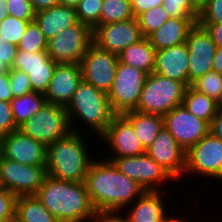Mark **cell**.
I'll return each mask as SVG.
<instances>
[{"instance_id":"1","label":"cell","mask_w":222,"mask_h":222,"mask_svg":"<svg viewBox=\"0 0 222 222\" xmlns=\"http://www.w3.org/2000/svg\"><path fill=\"white\" fill-rule=\"evenodd\" d=\"M84 183L96 212L125 211L146 192L138 182L121 173L113 162L104 158L92 161Z\"/></svg>"},{"instance_id":"2","label":"cell","mask_w":222,"mask_h":222,"mask_svg":"<svg viewBox=\"0 0 222 222\" xmlns=\"http://www.w3.org/2000/svg\"><path fill=\"white\" fill-rule=\"evenodd\" d=\"M35 196L59 222L94 221L96 211L84 182L64 181L47 175Z\"/></svg>"},{"instance_id":"3","label":"cell","mask_w":222,"mask_h":222,"mask_svg":"<svg viewBox=\"0 0 222 222\" xmlns=\"http://www.w3.org/2000/svg\"><path fill=\"white\" fill-rule=\"evenodd\" d=\"M82 133V134H81ZM83 130L71 131L64 138L47 146V175L59 180L84 182L88 169L94 160L88 150V143ZM86 140V141H85Z\"/></svg>"},{"instance_id":"4","label":"cell","mask_w":222,"mask_h":222,"mask_svg":"<svg viewBox=\"0 0 222 222\" xmlns=\"http://www.w3.org/2000/svg\"><path fill=\"white\" fill-rule=\"evenodd\" d=\"M65 109L73 132L80 133L81 130L78 126L83 128L81 124L84 123L83 125L88 126L87 130L90 129L94 131L93 134L96 133L95 136L97 135L98 139L115 116L109 103L108 94L83 79ZM78 123L79 125H77Z\"/></svg>"},{"instance_id":"5","label":"cell","mask_w":222,"mask_h":222,"mask_svg":"<svg viewBox=\"0 0 222 222\" xmlns=\"http://www.w3.org/2000/svg\"><path fill=\"white\" fill-rule=\"evenodd\" d=\"M185 89L182 82L153 72L146 77L136 110L164 116L182 105Z\"/></svg>"},{"instance_id":"6","label":"cell","mask_w":222,"mask_h":222,"mask_svg":"<svg viewBox=\"0 0 222 222\" xmlns=\"http://www.w3.org/2000/svg\"><path fill=\"white\" fill-rule=\"evenodd\" d=\"M18 130L46 147L72 131L65 107L47 102L34 116L21 124Z\"/></svg>"},{"instance_id":"7","label":"cell","mask_w":222,"mask_h":222,"mask_svg":"<svg viewBox=\"0 0 222 222\" xmlns=\"http://www.w3.org/2000/svg\"><path fill=\"white\" fill-rule=\"evenodd\" d=\"M147 74L133 66L118 62L115 78L108 93L115 115L136 110Z\"/></svg>"},{"instance_id":"8","label":"cell","mask_w":222,"mask_h":222,"mask_svg":"<svg viewBox=\"0 0 222 222\" xmlns=\"http://www.w3.org/2000/svg\"><path fill=\"white\" fill-rule=\"evenodd\" d=\"M92 44L93 29L79 22L50 39L47 53L56 63L80 64Z\"/></svg>"},{"instance_id":"9","label":"cell","mask_w":222,"mask_h":222,"mask_svg":"<svg viewBox=\"0 0 222 222\" xmlns=\"http://www.w3.org/2000/svg\"><path fill=\"white\" fill-rule=\"evenodd\" d=\"M192 173L222 182V141L211 132L186 151L185 177Z\"/></svg>"},{"instance_id":"10","label":"cell","mask_w":222,"mask_h":222,"mask_svg":"<svg viewBox=\"0 0 222 222\" xmlns=\"http://www.w3.org/2000/svg\"><path fill=\"white\" fill-rule=\"evenodd\" d=\"M46 176V166L25 165L0 156V188L17 197L36 195Z\"/></svg>"},{"instance_id":"11","label":"cell","mask_w":222,"mask_h":222,"mask_svg":"<svg viewBox=\"0 0 222 222\" xmlns=\"http://www.w3.org/2000/svg\"><path fill=\"white\" fill-rule=\"evenodd\" d=\"M109 157L110 155L105 160L113 162L121 173L138 182L146 191H161L160 185L175 180L147 153L140 156Z\"/></svg>"},{"instance_id":"12","label":"cell","mask_w":222,"mask_h":222,"mask_svg":"<svg viewBox=\"0 0 222 222\" xmlns=\"http://www.w3.org/2000/svg\"><path fill=\"white\" fill-rule=\"evenodd\" d=\"M118 62V55L100 49L93 43L80 63L82 78L108 94L115 78Z\"/></svg>"},{"instance_id":"13","label":"cell","mask_w":222,"mask_h":222,"mask_svg":"<svg viewBox=\"0 0 222 222\" xmlns=\"http://www.w3.org/2000/svg\"><path fill=\"white\" fill-rule=\"evenodd\" d=\"M163 118L164 127L185 151L210 132V125L190 113L183 104L173 108Z\"/></svg>"},{"instance_id":"14","label":"cell","mask_w":222,"mask_h":222,"mask_svg":"<svg viewBox=\"0 0 222 222\" xmlns=\"http://www.w3.org/2000/svg\"><path fill=\"white\" fill-rule=\"evenodd\" d=\"M143 38L137 18L100 24L93 29V43L116 55Z\"/></svg>"},{"instance_id":"15","label":"cell","mask_w":222,"mask_h":222,"mask_svg":"<svg viewBox=\"0 0 222 222\" xmlns=\"http://www.w3.org/2000/svg\"><path fill=\"white\" fill-rule=\"evenodd\" d=\"M186 45L189 49L188 78L191 86L197 78L213 71L212 64L217 47L209 33L198 23L188 31Z\"/></svg>"},{"instance_id":"16","label":"cell","mask_w":222,"mask_h":222,"mask_svg":"<svg viewBox=\"0 0 222 222\" xmlns=\"http://www.w3.org/2000/svg\"><path fill=\"white\" fill-rule=\"evenodd\" d=\"M1 155L30 166H46L47 147L20 130L1 138Z\"/></svg>"},{"instance_id":"17","label":"cell","mask_w":222,"mask_h":222,"mask_svg":"<svg viewBox=\"0 0 222 222\" xmlns=\"http://www.w3.org/2000/svg\"><path fill=\"white\" fill-rule=\"evenodd\" d=\"M100 143L109 147L112 151L111 157L140 156L146 150L136 136L132 124L123 116L115 115L106 131L99 137Z\"/></svg>"},{"instance_id":"18","label":"cell","mask_w":222,"mask_h":222,"mask_svg":"<svg viewBox=\"0 0 222 222\" xmlns=\"http://www.w3.org/2000/svg\"><path fill=\"white\" fill-rule=\"evenodd\" d=\"M146 153L163 167L177 181L184 175L186 151L176 142L171 133L163 127Z\"/></svg>"},{"instance_id":"19","label":"cell","mask_w":222,"mask_h":222,"mask_svg":"<svg viewBox=\"0 0 222 222\" xmlns=\"http://www.w3.org/2000/svg\"><path fill=\"white\" fill-rule=\"evenodd\" d=\"M82 79L80 64L57 63L44 94L46 102L66 107Z\"/></svg>"},{"instance_id":"20","label":"cell","mask_w":222,"mask_h":222,"mask_svg":"<svg viewBox=\"0 0 222 222\" xmlns=\"http://www.w3.org/2000/svg\"><path fill=\"white\" fill-rule=\"evenodd\" d=\"M189 49L185 43L156 51L153 72L189 86Z\"/></svg>"},{"instance_id":"21","label":"cell","mask_w":222,"mask_h":222,"mask_svg":"<svg viewBox=\"0 0 222 222\" xmlns=\"http://www.w3.org/2000/svg\"><path fill=\"white\" fill-rule=\"evenodd\" d=\"M34 22L47 41L61 31L79 23L76 9L61 5L36 12Z\"/></svg>"},{"instance_id":"22","label":"cell","mask_w":222,"mask_h":222,"mask_svg":"<svg viewBox=\"0 0 222 222\" xmlns=\"http://www.w3.org/2000/svg\"><path fill=\"white\" fill-rule=\"evenodd\" d=\"M162 190V192L146 191L129 205L125 215L128 216L130 222H162L168 213L164 205L167 199H164V189Z\"/></svg>"},{"instance_id":"23","label":"cell","mask_w":222,"mask_h":222,"mask_svg":"<svg viewBox=\"0 0 222 222\" xmlns=\"http://www.w3.org/2000/svg\"><path fill=\"white\" fill-rule=\"evenodd\" d=\"M198 18H169L147 38L156 51L186 42L188 31Z\"/></svg>"},{"instance_id":"24","label":"cell","mask_w":222,"mask_h":222,"mask_svg":"<svg viewBox=\"0 0 222 222\" xmlns=\"http://www.w3.org/2000/svg\"><path fill=\"white\" fill-rule=\"evenodd\" d=\"M123 116L132 124L136 136L145 150L152 144L164 127L162 115L134 110L124 113Z\"/></svg>"},{"instance_id":"25","label":"cell","mask_w":222,"mask_h":222,"mask_svg":"<svg viewBox=\"0 0 222 222\" xmlns=\"http://www.w3.org/2000/svg\"><path fill=\"white\" fill-rule=\"evenodd\" d=\"M156 49L144 37L118 54V61L129 66H133L147 75L153 73L155 67Z\"/></svg>"},{"instance_id":"26","label":"cell","mask_w":222,"mask_h":222,"mask_svg":"<svg viewBox=\"0 0 222 222\" xmlns=\"http://www.w3.org/2000/svg\"><path fill=\"white\" fill-rule=\"evenodd\" d=\"M15 220L18 222H59L35 195L16 198Z\"/></svg>"},{"instance_id":"27","label":"cell","mask_w":222,"mask_h":222,"mask_svg":"<svg viewBox=\"0 0 222 222\" xmlns=\"http://www.w3.org/2000/svg\"><path fill=\"white\" fill-rule=\"evenodd\" d=\"M182 104L197 118L211 125L219 108V103L206 94L197 92L191 86L186 87Z\"/></svg>"},{"instance_id":"28","label":"cell","mask_w":222,"mask_h":222,"mask_svg":"<svg viewBox=\"0 0 222 222\" xmlns=\"http://www.w3.org/2000/svg\"><path fill=\"white\" fill-rule=\"evenodd\" d=\"M46 103L44 93L31 92L10 101L13 118L17 127L29 120Z\"/></svg>"},{"instance_id":"29","label":"cell","mask_w":222,"mask_h":222,"mask_svg":"<svg viewBox=\"0 0 222 222\" xmlns=\"http://www.w3.org/2000/svg\"><path fill=\"white\" fill-rule=\"evenodd\" d=\"M135 18L131 0H103L100 24L122 22Z\"/></svg>"},{"instance_id":"30","label":"cell","mask_w":222,"mask_h":222,"mask_svg":"<svg viewBox=\"0 0 222 222\" xmlns=\"http://www.w3.org/2000/svg\"><path fill=\"white\" fill-rule=\"evenodd\" d=\"M191 87L197 92L206 94L219 104L222 102V75L210 71L191 83Z\"/></svg>"},{"instance_id":"31","label":"cell","mask_w":222,"mask_h":222,"mask_svg":"<svg viewBox=\"0 0 222 222\" xmlns=\"http://www.w3.org/2000/svg\"><path fill=\"white\" fill-rule=\"evenodd\" d=\"M46 63H56L50 58L47 51L33 53L31 51L18 50L10 69L46 68Z\"/></svg>"},{"instance_id":"32","label":"cell","mask_w":222,"mask_h":222,"mask_svg":"<svg viewBox=\"0 0 222 222\" xmlns=\"http://www.w3.org/2000/svg\"><path fill=\"white\" fill-rule=\"evenodd\" d=\"M30 22L33 21L21 20L11 15L4 18L0 22V37L2 41L17 46Z\"/></svg>"},{"instance_id":"33","label":"cell","mask_w":222,"mask_h":222,"mask_svg":"<svg viewBox=\"0 0 222 222\" xmlns=\"http://www.w3.org/2000/svg\"><path fill=\"white\" fill-rule=\"evenodd\" d=\"M47 42L41 30L33 21L28 24L17 48L18 50L31 51L33 53L47 51Z\"/></svg>"},{"instance_id":"34","label":"cell","mask_w":222,"mask_h":222,"mask_svg":"<svg viewBox=\"0 0 222 222\" xmlns=\"http://www.w3.org/2000/svg\"><path fill=\"white\" fill-rule=\"evenodd\" d=\"M170 17L162 6L150 8L137 17L142 35L148 37L152 32L160 28Z\"/></svg>"},{"instance_id":"35","label":"cell","mask_w":222,"mask_h":222,"mask_svg":"<svg viewBox=\"0 0 222 222\" xmlns=\"http://www.w3.org/2000/svg\"><path fill=\"white\" fill-rule=\"evenodd\" d=\"M103 0H81L75 8L78 21L94 29L100 25V12Z\"/></svg>"},{"instance_id":"36","label":"cell","mask_w":222,"mask_h":222,"mask_svg":"<svg viewBox=\"0 0 222 222\" xmlns=\"http://www.w3.org/2000/svg\"><path fill=\"white\" fill-rule=\"evenodd\" d=\"M56 64L46 63V68L20 69L19 71L28 75L34 92L45 94L53 77Z\"/></svg>"},{"instance_id":"37","label":"cell","mask_w":222,"mask_h":222,"mask_svg":"<svg viewBox=\"0 0 222 222\" xmlns=\"http://www.w3.org/2000/svg\"><path fill=\"white\" fill-rule=\"evenodd\" d=\"M9 83L13 98L33 92L28 75L22 71L9 69Z\"/></svg>"},{"instance_id":"38","label":"cell","mask_w":222,"mask_h":222,"mask_svg":"<svg viewBox=\"0 0 222 222\" xmlns=\"http://www.w3.org/2000/svg\"><path fill=\"white\" fill-rule=\"evenodd\" d=\"M162 7L170 18H198L191 10L190 0H163Z\"/></svg>"},{"instance_id":"39","label":"cell","mask_w":222,"mask_h":222,"mask_svg":"<svg viewBox=\"0 0 222 222\" xmlns=\"http://www.w3.org/2000/svg\"><path fill=\"white\" fill-rule=\"evenodd\" d=\"M9 15L26 21H34L35 10L30 0H7Z\"/></svg>"},{"instance_id":"40","label":"cell","mask_w":222,"mask_h":222,"mask_svg":"<svg viewBox=\"0 0 222 222\" xmlns=\"http://www.w3.org/2000/svg\"><path fill=\"white\" fill-rule=\"evenodd\" d=\"M16 198L11 191L0 188V221L15 218Z\"/></svg>"},{"instance_id":"41","label":"cell","mask_w":222,"mask_h":222,"mask_svg":"<svg viewBox=\"0 0 222 222\" xmlns=\"http://www.w3.org/2000/svg\"><path fill=\"white\" fill-rule=\"evenodd\" d=\"M15 130H18V127L13 118L11 104L0 100V138Z\"/></svg>"},{"instance_id":"42","label":"cell","mask_w":222,"mask_h":222,"mask_svg":"<svg viewBox=\"0 0 222 222\" xmlns=\"http://www.w3.org/2000/svg\"><path fill=\"white\" fill-rule=\"evenodd\" d=\"M197 23H222V0H209Z\"/></svg>"},{"instance_id":"43","label":"cell","mask_w":222,"mask_h":222,"mask_svg":"<svg viewBox=\"0 0 222 222\" xmlns=\"http://www.w3.org/2000/svg\"><path fill=\"white\" fill-rule=\"evenodd\" d=\"M17 51L16 45L0 40V74L7 72L12 67Z\"/></svg>"},{"instance_id":"44","label":"cell","mask_w":222,"mask_h":222,"mask_svg":"<svg viewBox=\"0 0 222 222\" xmlns=\"http://www.w3.org/2000/svg\"><path fill=\"white\" fill-rule=\"evenodd\" d=\"M123 211H98L93 222H130Z\"/></svg>"},{"instance_id":"45","label":"cell","mask_w":222,"mask_h":222,"mask_svg":"<svg viewBox=\"0 0 222 222\" xmlns=\"http://www.w3.org/2000/svg\"><path fill=\"white\" fill-rule=\"evenodd\" d=\"M162 5L163 0H131L132 12L135 18L150 8L160 7Z\"/></svg>"},{"instance_id":"46","label":"cell","mask_w":222,"mask_h":222,"mask_svg":"<svg viewBox=\"0 0 222 222\" xmlns=\"http://www.w3.org/2000/svg\"><path fill=\"white\" fill-rule=\"evenodd\" d=\"M209 33L216 47H222V23H198Z\"/></svg>"},{"instance_id":"47","label":"cell","mask_w":222,"mask_h":222,"mask_svg":"<svg viewBox=\"0 0 222 222\" xmlns=\"http://www.w3.org/2000/svg\"><path fill=\"white\" fill-rule=\"evenodd\" d=\"M13 98L9 83V70L3 74H0V100L10 102Z\"/></svg>"},{"instance_id":"48","label":"cell","mask_w":222,"mask_h":222,"mask_svg":"<svg viewBox=\"0 0 222 222\" xmlns=\"http://www.w3.org/2000/svg\"><path fill=\"white\" fill-rule=\"evenodd\" d=\"M210 132L222 141V107L219 106L215 117L210 125Z\"/></svg>"},{"instance_id":"49","label":"cell","mask_w":222,"mask_h":222,"mask_svg":"<svg viewBox=\"0 0 222 222\" xmlns=\"http://www.w3.org/2000/svg\"><path fill=\"white\" fill-rule=\"evenodd\" d=\"M35 12L59 5V0H30Z\"/></svg>"},{"instance_id":"50","label":"cell","mask_w":222,"mask_h":222,"mask_svg":"<svg viewBox=\"0 0 222 222\" xmlns=\"http://www.w3.org/2000/svg\"><path fill=\"white\" fill-rule=\"evenodd\" d=\"M213 71L222 75V47H217L212 64Z\"/></svg>"},{"instance_id":"51","label":"cell","mask_w":222,"mask_h":222,"mask_svg":"<svg viewBox=\"0 0 222 222\" xmlns=\"http://www.w3.org/2000/svg\"><path fill=\"white\" fill-rule=\"evenodd\" d=\"M209 0H190L192 12L199 17V14L206 8Z\"/></svg>"},{"instance_id":"52","label":"cell","mask_w":222,"mask_h":222,"mask_svg":"<svg viewBox=\"0 0 222 222\" xmlns=\"http://www.w3.org/2000/svg\"><path fill=\"white\" fill-rule=\"evenodd\" d=\"M8 16L7 0H0V22Z\"/></svg>"},{"instance_id":"53","label":"cell","mask_w":222,"mask_h":222,"mask_svg":"<svg viewBox=\"0 0 222 222\" xmlns=\"http://www.w3.org/2000/svg\"><path fill=\"white\" fill-rule=\"evenodd\" d=\"M81 0H59V5L76 8Z\"/></svg>"},{"instance_id":"54","label":"cell","mask_w":222,"mask_h":222,"mask_svg":"<svg viewBox=\"0 0 222 222\" xmlns=\"http://www.w3.org/2000/svg\"><path fill=\"white\" fill-rule=\"evenodd\" d=\"M169 214H167L164 218H163V220H162V222H189V221H187V219H183L182 217L181 218H176V217H173V215H172V217L170 216ZM183 219V220H182Z\"/></svg>"},{"instance_id":"55","label":"cell","mask_w":222,"mask_h":222,"mask_svg":"<svg viewBox=\"0 0 222 222\" xmlns=\"http://www.w3.org/2000/svg\"><path fill=\"white\" fill-rule=\"evenodd\" d=\"M0 222H13V219L3 220V221H0Z\"/></svg>"},{"instance_id":"56","label":"cell","mask_w":222,"mask_h":222,"mask_svg":"<svg viewBox=\"0 0 222 222\" xmlns=\"http://www.w3.org/2000/svg\"><path fill=\"white\" fill-rule=\"evenodd\" d=\"M0 156H1V138H0Z\"/></svg>"}]
</instances>
